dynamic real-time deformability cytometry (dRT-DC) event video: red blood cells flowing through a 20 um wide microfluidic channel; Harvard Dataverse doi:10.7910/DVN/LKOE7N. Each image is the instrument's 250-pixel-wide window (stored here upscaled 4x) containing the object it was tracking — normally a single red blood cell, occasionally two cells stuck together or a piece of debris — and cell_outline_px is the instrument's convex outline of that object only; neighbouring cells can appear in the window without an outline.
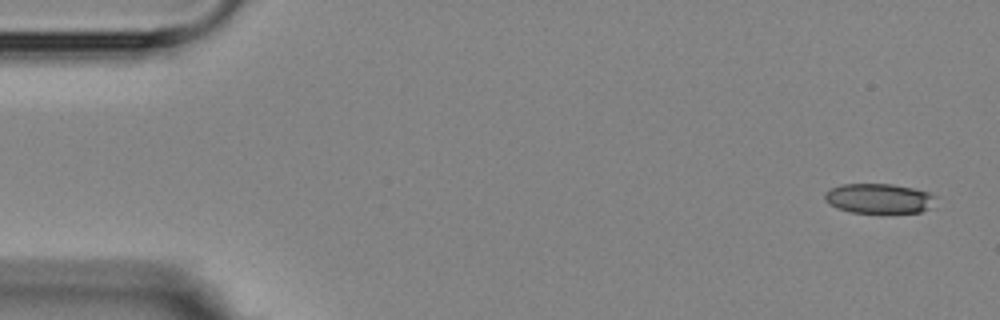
{"species": "Egyptian fruit bat (a non-hibernating species)", "species_latin": "Rousettus aegyptiacus", "temperature_condition": "room temperature", "stored_images_in_passage": 5, "camera_frame_rate_fps": 3000, "um_per_image_px": 0.085, "animal": {"sex": "female"}, "frame": {"image": 1, "passage_image": 1, "time_ms": 0.0, "image_size_px": [1000, 320], "cell_outline_px": [[936, 196], [928, 208], [920, 212], [852, 212], [836, 208], [828, 204], [824, 200], [824, 192], [840, 184], [892, 184], [912, 188], [928, 192]], "centroid_in_image_um": [74.64, 16.86], "position_along_channel_um": 10.4, "area_um2": 19.07}}
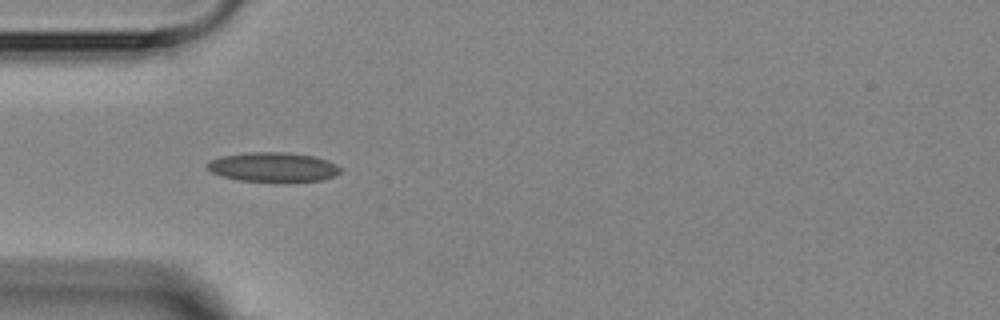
{"frame": {"image": 2, "passage_image": 5, "time_ms": 4.667, "image_size_px": [1000, 320], "cell_outline_px": [[340, 172], [336, 176], [320, 180], [240, 180], [224, 176], [212, 172], [208, 168], [208, 160], [220, 156], [248, 152], [284, 152], [316, 156], [328, 160], [336, 164], [340, 168]], "centroid_in_image_um": [23.23, 14.16], "position_along_channel_um": 61.8, "area_um2": 22.37}}